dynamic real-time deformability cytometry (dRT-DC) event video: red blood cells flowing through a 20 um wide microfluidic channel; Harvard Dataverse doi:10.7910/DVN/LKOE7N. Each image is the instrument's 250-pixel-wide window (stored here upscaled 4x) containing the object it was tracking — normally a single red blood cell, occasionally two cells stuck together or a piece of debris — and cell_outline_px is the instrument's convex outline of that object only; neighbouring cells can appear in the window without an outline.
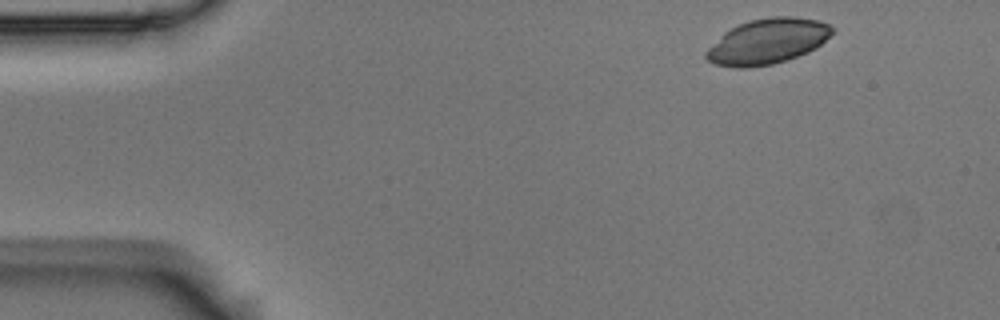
{"species": "Egyptian fruit bat (a non-hibernating species)", "species_latin": "Rousettus aegyptiacus", "temperature_condition": "room temperature", "stored_images_in_passage": 4, "camera_frame_rate_fps": 3000, "um_per_image_px": 0.085, "animal": {"sex": "male"}, "frame": {"image": 1, "passage_image": 1, "time_ms": 0.0, "image_size_px": [1000, 320], "cell_outline_px": [[836, 32], [816, 48], [808, 52], [772, 64], [748, 68], [736, 68], [716, 64], [708, 60], [704, 56], [704, 52], [724, 32], [736, 24], [748, 20], [768, 16], [792, 16], [816, 20], [828, 24], [836, 28]], "centroid_in_image_um": [65.25, 3.5], "position_along_channel_um": 19.8, "area_um2": 33.58}}